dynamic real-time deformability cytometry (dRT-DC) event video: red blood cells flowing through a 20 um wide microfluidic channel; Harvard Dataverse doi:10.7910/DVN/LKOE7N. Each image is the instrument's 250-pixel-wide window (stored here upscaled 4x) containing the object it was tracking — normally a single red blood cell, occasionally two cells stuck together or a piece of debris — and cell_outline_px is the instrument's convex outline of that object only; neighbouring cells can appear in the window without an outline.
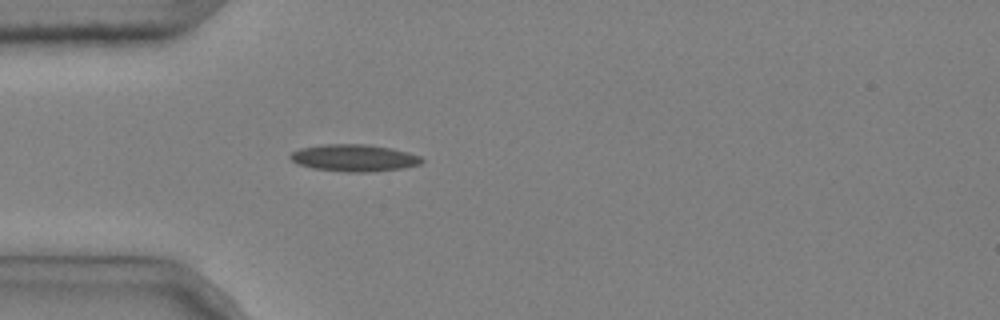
{"species": "common noctule bat (a hibernating species)", "species_latin": "Nyctalus noctula", "temperature_condition": "cold", "stored_images_in_passage": 3, "camera_frame_rate_fps": 3000, "um_per_image_px": 0.085, "animal": {"sex": "male", "body_mass_g": 20.4}, "frame": {"image": 1, "passage_image": 3, "time_ms": 0.667, "image_size_px": [1000, 320], "cell_outline_px": [[424, 160], [420, 164], [400, 168], [368, 172], [344, 172], [312, 168], [300, 164], [292, 160], [288, 156], [292, 152], [300, 148], [324, 144], [368, 144], [392, 148], [408, 152], [420, 156]], "centroid_in_image_um": [30.09, 13.41], "position_along_channel_um": 54.9, "area_um2": 20.63}}